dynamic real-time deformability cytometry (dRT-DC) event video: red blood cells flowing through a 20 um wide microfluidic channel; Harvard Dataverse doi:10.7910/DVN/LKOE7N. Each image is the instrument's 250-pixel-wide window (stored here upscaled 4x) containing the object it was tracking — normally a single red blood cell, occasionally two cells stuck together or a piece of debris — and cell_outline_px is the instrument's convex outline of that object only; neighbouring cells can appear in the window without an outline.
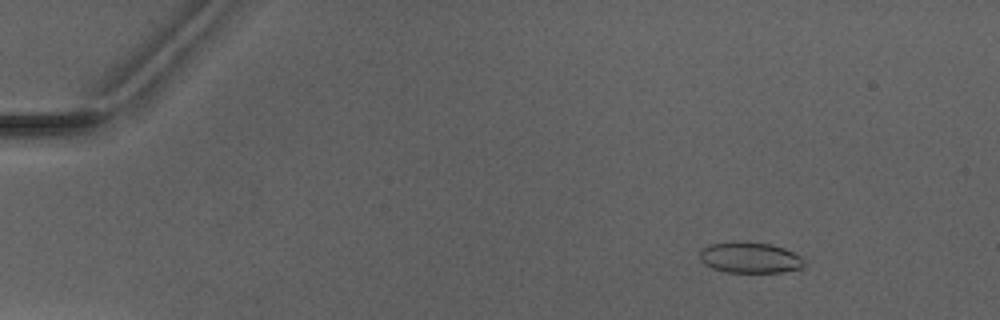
{"species": "Egyptian fruit bat (a non-hibernating species)", "species_latin": "Rousettus aegyptiacus", "temperature_condition": "warm", "stored_images_in_passage": 7, "camera_frame_rate_fps": 3000, "um_per_image_px": 0.085, "animal": {"sex": "male"}, "frame": {"image": 1, "passage_image": 2, "time_ms": 1.0, "image_size_px": [1000, 320], "cell_outline_px": [[804, 264], [800, 268], [780, 272], [728, 272], [712, 268], [704, 264], [700, 260], [700, 252], [708, 244], [732, 240], [768, 244], [784, 248], [800, 256], [804, 260]], "centroid_in_image_um": [63.69, 21.88], "position_along_channel_um": 21.3, "area_um2": 18.79}}
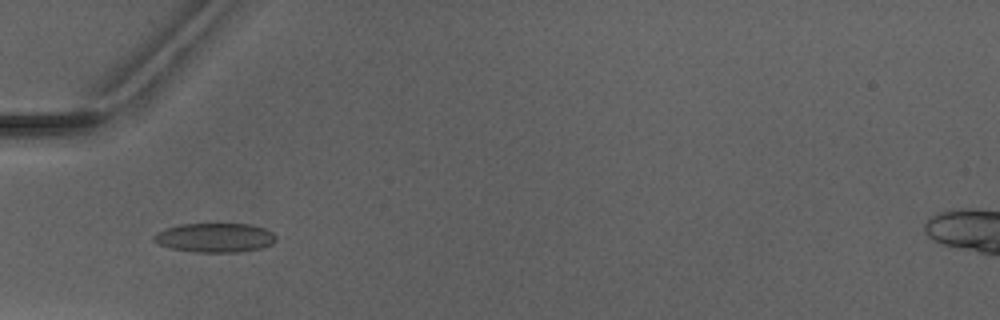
{"frame": {"image": 2, "passage_image": 5, "time_ms": 4.667, "image_size_px": [1000, 320], "cell_outline_px": [[276, 240], [272, 244], [260, 248], [240, 252], [196, 252], [172, 248], [160, 244], [152, 240], [152, 236], [156, 232], [164, 228], [180, 224], [252, 224], [264, 228], [272, 232], [276, 236]], "centroid_in_image_um": [18.26, 20.19], "position_along_channel_um": 66.7, "area_um2": 20.87}}
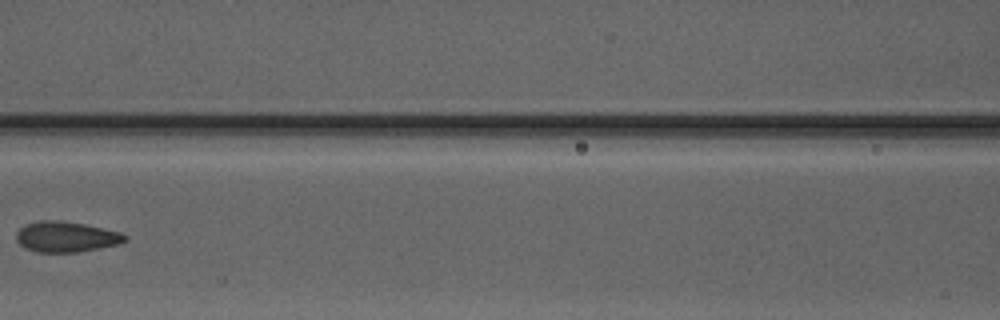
{"frame": {"image": 3, "passage_image": 7, "time_ms": 7.0, "image_size_px": [1000, 320], "cell_outline_px": [[128, 240], [116, 244], [76, 252], [36, 252], [24, 248], [16, 240], [16, 232], [24, 224], [40, 220], [60, 220], [84, 224], [120, 232], [128, 236]], "centroid_in_image_um": [5.57, 20.12], "position_along_channel_um": 161.0, "area_um2": 19.31}}